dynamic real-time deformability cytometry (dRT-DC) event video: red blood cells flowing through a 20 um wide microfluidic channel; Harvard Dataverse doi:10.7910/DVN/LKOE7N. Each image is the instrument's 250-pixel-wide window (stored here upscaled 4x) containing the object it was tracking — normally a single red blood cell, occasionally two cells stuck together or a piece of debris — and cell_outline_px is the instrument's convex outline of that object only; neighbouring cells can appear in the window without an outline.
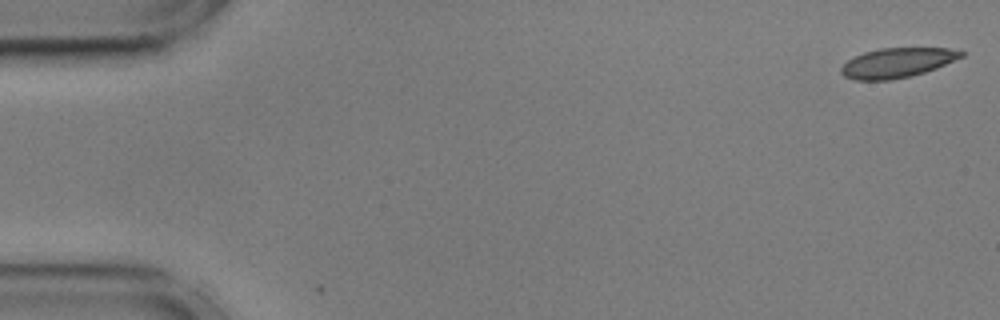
{"species": "common noctule bat (a hibernating species)", "species_latin": "Nyctalus noctula", "temperature_condition": "cold", "stored_images_in_passage": 3, "camera_frame_rate_fps": 3000, "um_per_image_px": 0.085, "animal": {"sex": "male", "body_mass_g": 17.9, "forearm_length_mm": 54.2}, "frame": {"image": 1, "passage_image": 1, "time_ms": 0.0, "image_size_px": [1000, 320], "cell_outline_px": [[964, 56], [936, 68], [912, 76], [888, 80], [856, 80], [844, 76], [840, 72], [840, 68], [852, 56], [864, 52], [880, 48], [948, 48], [964, 52]], "centroid_in_image_um": [76.23, 5.33], "position_along_channel_um": 8.8, "area_um2": 20.75}}